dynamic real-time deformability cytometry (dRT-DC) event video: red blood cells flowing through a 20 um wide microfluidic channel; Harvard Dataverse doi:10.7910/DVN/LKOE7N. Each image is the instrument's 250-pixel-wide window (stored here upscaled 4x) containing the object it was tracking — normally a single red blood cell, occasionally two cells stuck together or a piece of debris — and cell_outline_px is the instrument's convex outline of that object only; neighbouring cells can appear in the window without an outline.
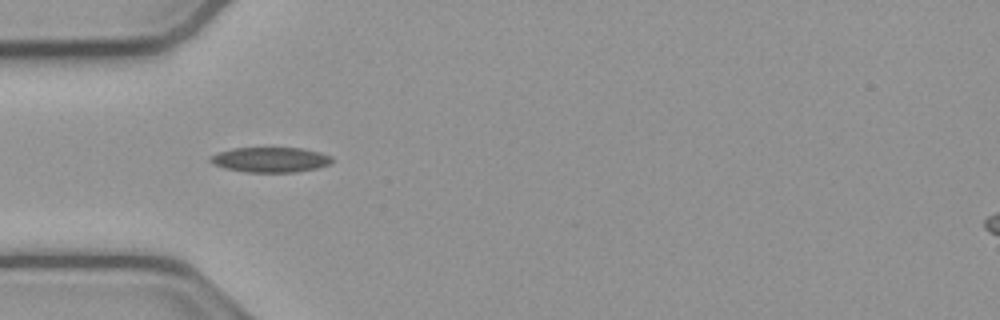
{"species": "common noctule bat (a hibernating species)", "species_latin": "Nyctalus noctula", "temperature_condition": "cold", "stored_images_in_passage": 38, "camera_frame_rate_fps": 3000, "um_per_image_px": 0.085, "animal": {"sex": "male", "body_mass_g": 23.1, "forearm_length_mm": 52.7}, "frame": {"image": 1, "passage_image": 1, "time_ms": 0.0, "image_size_px": [1000, 320], "cell_outline_px": [[332, 160], [328, 164], [316, 168], [296, 172], [248, 172], [224, 168], [208, 160], [212, 156], [220, 152], [232, 148], [300, 148], [320, 152], [332, 156]], "centroid_in_image_um": [23.0, 13.57], "position_along_channel_um": 62.0, "area_um2": 17.51}}
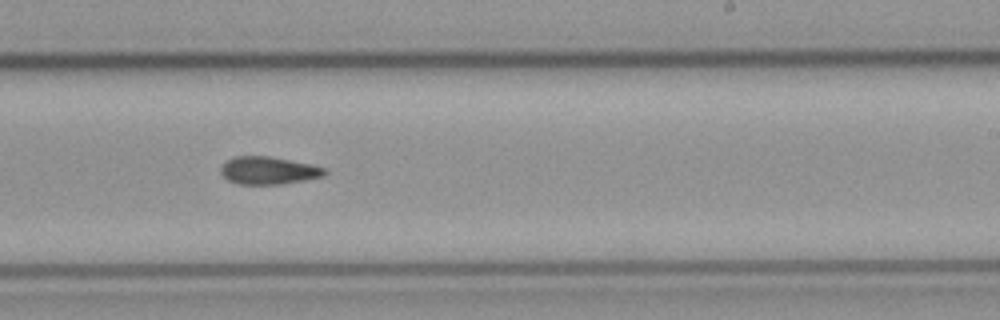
{"frame": {"image": 2, "passage_image": 17, "time_ms": 5.333, "image_size_px": [1000, 320], "cell_outline_px": [[328, 172], [324, 176], [284, 184], [240, 184], [228, 180], [220, 172], [220, 168], [228, 160], [236, 156], [268, 156], [312, 164], [324, 168]], "centroid_in_image_um": [22.84, 14.49], "position_along_channel_um": 266.2, "area_um2": 16.65}}
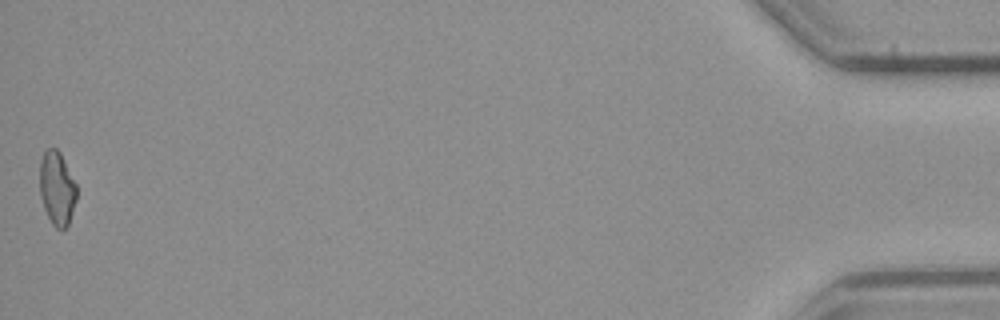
{"frame": {"image": 3, "passage_image": 38, "time_ms": 12.333, "image_size_px": [1000, 320], "cell_outline_px": [[76, 200], [68, 224], [64, 228], [56, 228], [52, 224], [44, 208], [40, 196], [40, 160], [44, 152], [48, 148], [56, 148], [60, 152], [76, 184]], "centroid_in_image_um": [4.83, 15.99], "position_along_channel_um": 430.4, "area_um2": 15.66}}